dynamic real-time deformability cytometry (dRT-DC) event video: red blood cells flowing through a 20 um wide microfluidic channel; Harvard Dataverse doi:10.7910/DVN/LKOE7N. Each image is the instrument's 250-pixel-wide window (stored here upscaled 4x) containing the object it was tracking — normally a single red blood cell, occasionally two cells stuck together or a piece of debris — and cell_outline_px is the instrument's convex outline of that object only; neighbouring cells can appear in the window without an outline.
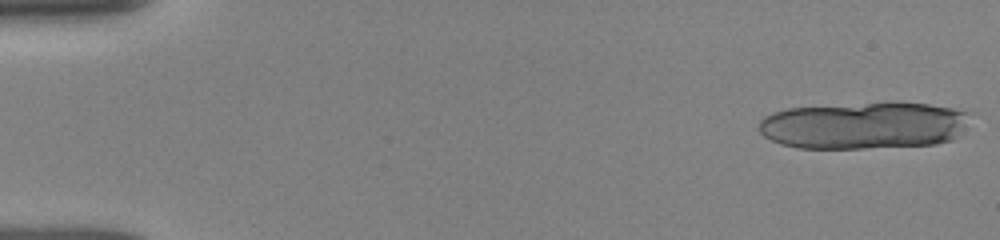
{"species": "human", "species_latin": "Homo sapiens", "temperature_condition": "room temperature", "stored_images_in_passage": 18, "camera_frame_rate_fps": 3000, "um_per_image_px": 0.085, "donor": {"sex": "female"}, "frame": {"image": 1, "passage_image": 1, "time_ms": 0.0, "image_size_px": [1000, 240], "cell_outline_px": [[964, 112], [952, 140], [936, 144], [864, 148], [796, 148], [780, 144], [764, 136], [760, 132], [760, 120], [764, 116], [772, 112], [788, 108], [888, 100], [928, 104], [952, 108]], "centroid_in_image_um": [73.26, 10.64], "position_along_channel_um": 11.7, "area_um2": 57.68}}